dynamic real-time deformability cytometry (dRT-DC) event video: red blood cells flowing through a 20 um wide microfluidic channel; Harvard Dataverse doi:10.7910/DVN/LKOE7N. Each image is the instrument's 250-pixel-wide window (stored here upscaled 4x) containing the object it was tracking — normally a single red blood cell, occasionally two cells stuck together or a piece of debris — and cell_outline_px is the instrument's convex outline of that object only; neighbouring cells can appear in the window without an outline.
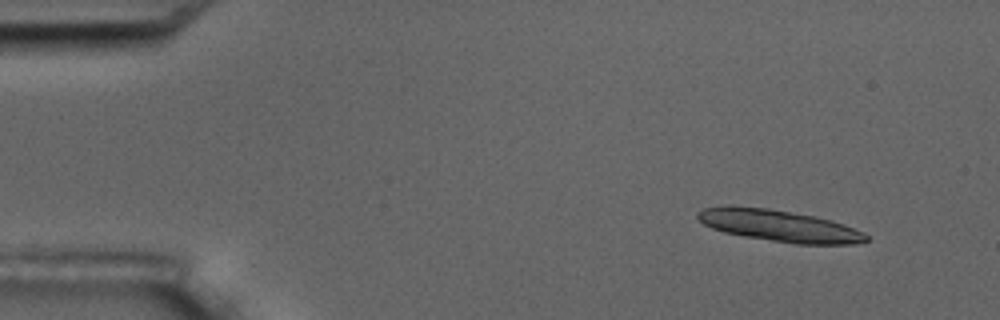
{"species": "common noctule bat (a hibernating species)", "species_latin": "Nyctalus noctula", "temperature_condition": "room temperature", "stored_images_in_passage": 5, "camera_frame_rate_fps": 3000, "um_per_image_px": 0.085, "animal": {"sex": "male", "body_mass_g": 17.5, "forearm_length_mm": 52.3}, "frame": {"image": 1, "passage_image": 2, "time_ms": 1.0, "image_size_px": [1000, 320], "cell_outline_px": [[868, 240], [856, 244], [796, 244], [744, 236], [724, 232], [712, 228], [704, 224], [696, 216], [696, 212], [704, 208], [732, 204], [768, 208], [816, 216], [832, 220], [844, 224], [864, 232], [868, 236]], "centroid_in_image_um": [66.22, 19.17], "position_along_channel_um": 18.8, "area_um2": 31.39}}